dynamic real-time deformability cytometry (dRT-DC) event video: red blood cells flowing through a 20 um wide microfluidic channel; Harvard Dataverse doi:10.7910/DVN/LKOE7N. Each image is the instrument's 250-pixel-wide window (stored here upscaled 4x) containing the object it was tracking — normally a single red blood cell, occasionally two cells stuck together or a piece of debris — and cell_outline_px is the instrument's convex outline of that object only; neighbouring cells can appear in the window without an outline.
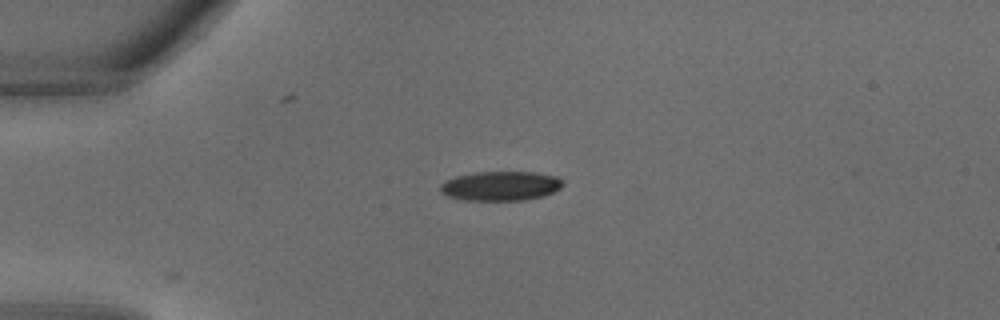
{"species": "common noctule bat (a hibernating species)", "species_latin": "Nyctalus noctula", "temperature_condition": "warm", "stored_images_in_passage": 26, "camera_frame_rate_fps": 3000, "um_per_image_px": 0.085, "animal": {"sex": "male", "body_mass_g": 18.8}, "frame": {"image": 1, "passage_image": 1, "time_ms": 0.0, "image_size_px": [1000, 320], "cell_outline_px": [[564, 184], [560, 188], [544, 196], [524, 200], [464, 200], [448, 196], [440, 192], [440, 184], [456, 176], [476, 172], [532, 172], [556, 176], [564, 180]], "centroid_in_image_um": [42.57, 15.8], "position_along_channel_um": 42.4, "area_um2": 20.98}}
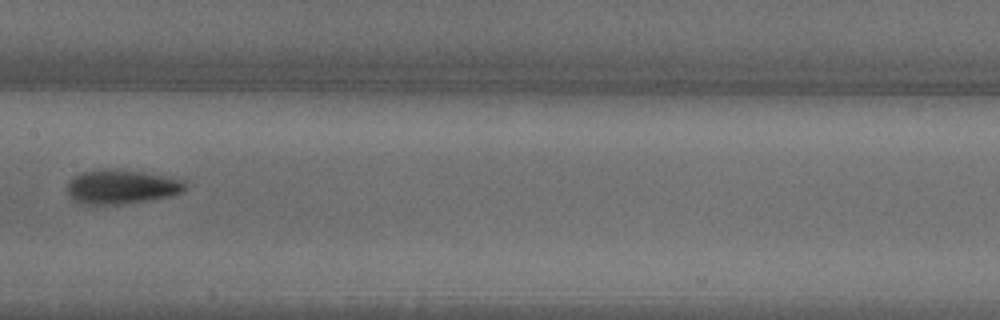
{"frame": {"image": 2, "passage_image": 10, "time_ms": 3.0, "image_size_px": [1000, 320], "cell_outline_px": [[184, 192], [172, 196], [148, 200], [116, 204], [84, 204], [72, 200], [68, 192], [68, 184], [76, 176], [84, 172], [104, 168], [112, 168], [144, 172], [184, 180]], "centroid_in_image_um": [10.34, 15.87], "position_along_channel_um": 197.1, "area_um2": 23.29}}
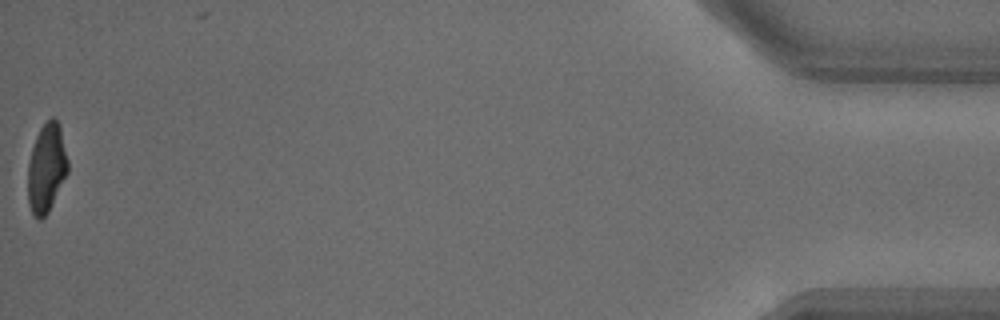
{"frame": {"image": 3, "passage_image": 26, "time_ms": 8.333, "image_size_px": [1000, 320], "cell_outline_px": [[68, 172], [48, 212], [40, 220], [36, 220], [28, 204], [28, 164], [32, 148], [36, 136], [40, 128], [52, 116], [60, 124], [68, 160]], "centroid_in_image_um": [3.95, 14.28], "position_along_channel_um": 431.2, "area_um2": 20.69}}